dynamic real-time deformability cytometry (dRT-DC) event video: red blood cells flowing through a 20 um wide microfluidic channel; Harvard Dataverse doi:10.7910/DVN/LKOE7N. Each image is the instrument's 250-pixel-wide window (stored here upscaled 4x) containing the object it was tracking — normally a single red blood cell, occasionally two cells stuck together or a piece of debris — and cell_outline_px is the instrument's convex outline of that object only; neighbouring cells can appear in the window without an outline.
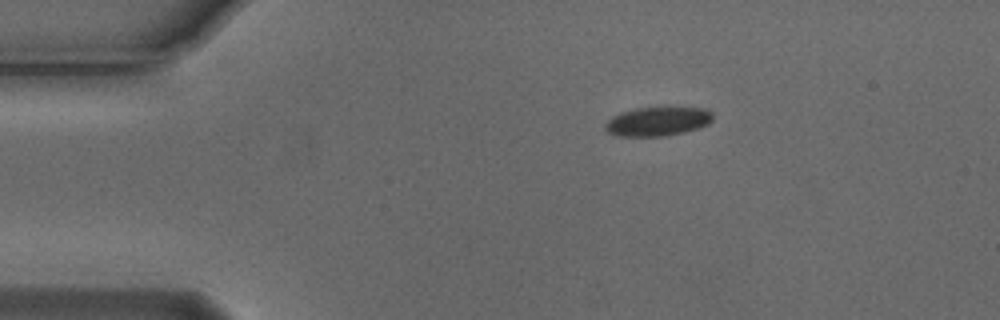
{"species": "Egyptian fruit bat (a non-hibernating species)", "species_latin": "Rousettus aegyptiacus", "temperature_condition": "cold", "stored_images_in_passage": 4, "camera_frame_rate_fps": 3000, "um_per_image_px": 0.085, "animal": {"sex": "male"}, "frame": {"image": 1, "passage_image": 1, "time_ms": 0.0, "image_size_px": [1000, 320], "cell_outline_px": [[712, 120], [708, 124], [684, 132], [664, 136], [620, 136], [608, 132], [604, 128], [604, 124], [612, 116], [620, 112], [636, 108], [668, 104], [704, 108], [712, 112]], "centroid_in_image_um": [55.92, 10.26], "position_along_channel_um": 29.1, "area_um2": 19.02}}
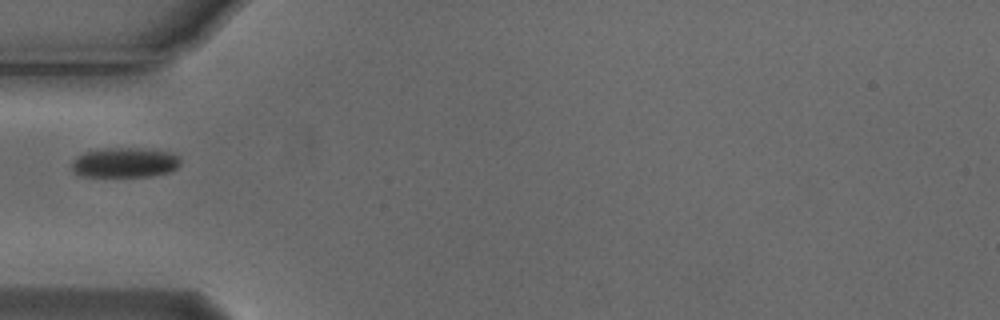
{"frame": {"image": 2, "passage_image": 3, "time_ms": 0.667, "image_size_px": [1000, 320], "cell_outline_px": [[180, 164], [176, 168], [168, 172], [152, 176], [80, 176], [72, 172], [72, 160], [76, 156], [84, 152], [104, 148], [136, 148], [172, 152], [180, 156]], "centroid_in_image_um": [10.59, 13.81], "position_along_channel_um": 74.4, "area_um2": 19.07}}
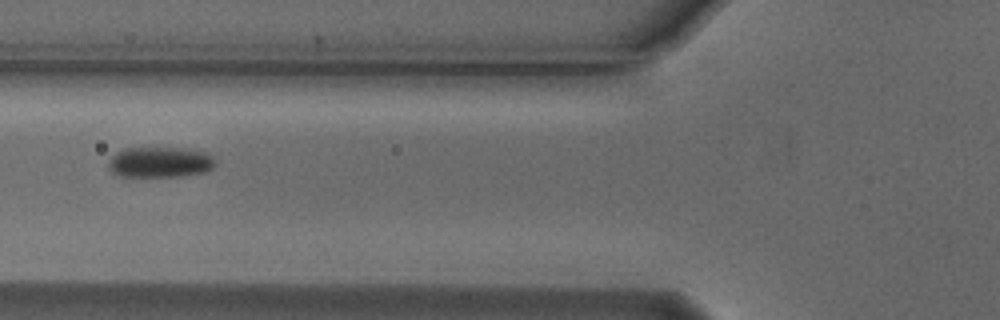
{"frame": {"image": 3, "passage_image": 4, "time_ms": 1.0, "image_size_px": [1000, 320], "cell_outline_px": [[216, 164], [212, 168], [204, 172], [184, 176], [120, 176], [112, 172], [108, 168], [108, 160], [116, 152], [124, 148], [180, 148], [208, 152], [216, 160]], "centroid_in_image_um": [13.61, 13.78], "position_along_channel_um": 112.2, "area_um2": 19.19}}